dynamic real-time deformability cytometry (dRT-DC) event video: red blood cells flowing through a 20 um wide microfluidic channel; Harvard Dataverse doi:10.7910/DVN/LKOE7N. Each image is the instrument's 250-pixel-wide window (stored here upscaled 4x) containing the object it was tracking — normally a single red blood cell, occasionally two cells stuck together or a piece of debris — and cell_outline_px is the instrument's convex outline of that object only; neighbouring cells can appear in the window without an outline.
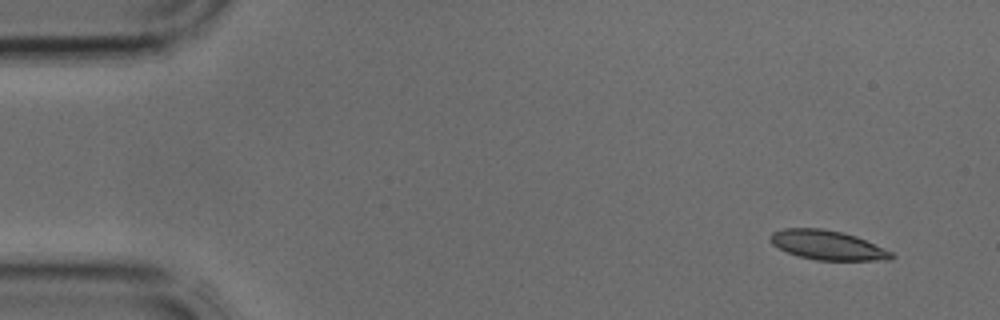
{"species": "common noctule bat (a hibernating species)", "species_latin": "Nyctalus noctula", "temperature_condition": "cold", "stored_images_in_passage": 3, "camera_frame_rate_fps": 3000, "um_per_image_px": 0.085, "animal": {"sex": "male", "body_mass_g": 17.9, "forearm_length_mm": 54.2}, "frame": {"image": 1, "passage_image": 3, "time_ms": 0.667, "image_size_px": [1000, 320], "cell_outline_px": [[896, 256], [892, 260], [816, 260], [800, 256], [788, 252], [772, 244], [768, 236], [772, 232], [784, 228], [824, 228], [844, 232], [856, 236], [884, 248], [892, 252]], "centroid_in_image_um": [70.35, 20.82], "position_along_channel_um": 14.6, "area_um2": 20.81}}